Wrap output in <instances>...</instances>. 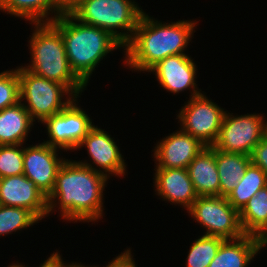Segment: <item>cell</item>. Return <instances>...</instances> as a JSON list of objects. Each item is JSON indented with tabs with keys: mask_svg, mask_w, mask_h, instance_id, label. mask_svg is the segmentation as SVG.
Here are the masks:
<instances>
[{
	"mask_svg": "<svg viewBox=\"0 0 267 267\" xmlns=\"http://www.w3.org/2000/svg\"><path fill=\"white\" fill-rule=\"evenodd\" d=\"M96 168L86 161L66 159L58 171L53 191L47 197L48 215L58 204L61 217L70 222L89 223L101 218L108 177L95 171Z\"/></svg>",
	"mask_w": 267,
	"mask_h": 267,
	"instance_id": "cell-1",
	"label": "cell"
},
{
	"mask_svg": "<svg viewBox=\"0 0 267 267\" xmlns=\"http://www.w3.org/2000/svg\"><path fill=\"white\" fill-rule=\"evenodd\" d=\"M196 24L190 20L162 24L143 13L132 39L124 46L125 65L148 72L168 56L185 54Z\"/></svg>",
	"mask_w": 267,
	"mask_h": 267,
	"instance_id": "cell-2",
	"label": "cell"
},
{
	"mask_svg": "<svg viewBox=\"0 0 267 267\" xmlns=\"http://www.w3.org/2000/svg\"><path fill=\"white\" fill-rule=\"evenodd\" d=\"M51 24L61 33L71 69L86 86L103 57L124 48L108 31L84 24L72 14L60 15Z\"/></svg>",
	"mask_w": 267,
	"mask_h": 267,
	"instance_id": "cell-3",
	"label": "cell"
},
{
	"mask_svg": "<svg viewBox=\"0 0 267 267\" xmlns=\"http://www.w3.org/2000/svg\"><path fill=\"white\" fill-rule=\"evenodd\" d=\"M29 40L31 64L24 66L35 75L65 85L76 97L86 85L75 75L66 55L61 33L51 23H34Z\"/></svg>",
	"mask_w": 267,
	"mask_h": 267,
	"instance_id": "cell-4",
	"label": "cell"
},
{
	"mask_svg": "<svg viewBox=\"0 0 267 267\" xmlns=\"http://www.w3.org/2000/svg\"><path fill=\"white\" fill-rule=\"evenodd\" d=\"M135 3L131 0H88L72 15L84 24L108 31L125 46L132 39L144 13ZM118 29H121V32L117 31Z\"/></svg>",
	"mask_w": 267,
	"mask_h": 267,
	"instance_id": "cell-5",
	"label": "cell"
},
{
	"mask_svg": "<svg viewBox=\"0 0 267 267\" xmlns=\"http://www.w3.org/2000/svg\"><path fill=\"white\" fill-rule=\"evenodd\" d=\"M17 71L20 81V101L26 100L28 104H22L34 121L42 122L58 114L76 97L65 85L35 75L23 66L17 67ZM66 94V100H63Z\"/></svg>",
	"mask_w": 267,
	"mask_h": 267,
	"instance_id": "cell-6",
	"label": "cell"
},
{
	"mask_svg": "<svg viewBox=\"0 0 267 267\" xmlns=\"http://www.w3.org/2000/svg\"><path fill=\"white\" fill-rule=\"evenodd\" d=\"M210 235L224 240L238 239L245 235L240 223V213L226 197L198 196L187 211Z\"/></svg>",
	"mask_w": 267,
	"mask_h": 267,
	"instance_id": "cell-7",
	"label": "cell"
},
{
	"mask_svg": "<svg viewBox=\"0 0 267 267\" xmlns=\"http://www.w3.org/2000/svg\"><path fill=\"white\" fill-rule=\"evenodd\" d=\"M267 134V121L260 114L241 116L225 112L219 136L213 147L230 153L250 156L254 147Z\"/></svg>",
	"mask_w": 267,
	"mask_h": 267,
	"instance_id": "cell-8",
	"label": "cell"
},
{
	"mask_svg": "<svg viewBox=\"0 0 267 267\" xmlns=\"http://www.w3.org/2000/svg\"><path fill=\"white\" fill-rule=\"evenodd\" d=\"M226 111L209 100L204 93L194 96L179 111L182 131L199 139L205 146H213Z\"/></svg>",
	"mask_w": 267,
	"mask_h": 267,
	"instance_id": "cell-9",
	"label": "cell"
},
{
	"mask_svg": "<svg viewBox=\"0 0 267 267\" xmlns=\"http://www.w3.org/2000/svg\"><path fill=\"white\" fill-rule=\"evenodd\" d=\"M77 98L75 97L58 114L41 122L47 128L50 139L44 142L48 145L66 151L76 150L79 143L94 126L88 114L85 113L86 111L77 106Z\"/></svg>",
	"mask_w": 267,
	"mask_h": 267,
	"instance_id": "cell-10",
	"label": "cell"
},
{
	"mask_svg": "<svg viewBox=\"0 0 267 267\" xmlns=\"http://www.w3.org/2000/svg\"><path fill=\"white\" fill-rule=\"evenodd\" d=\"M58 149L45 142L23 147V174L47 197L53 191L58 171L66 160L58 157Z\"/></svg>",
	"mask_w": 267,
	"mask_h": 267,
	"instance_id": "cell-11",
	"label": "cell"
},
{
	"mask_svg": "<svg viewBox=\"0 0 267 267\" xmlns=\"http://www.w3.org/2000/svg\"><path fill=\"white\" fill-rule=\"evenodd\" d=\"M105 132L94 125L79 143L76 150L85 145L91 158L90 160L93 162L92 164L99 167L95 171L102 173L106 177L109 178L112 174L119 177L124 176L126 164L122 158L123 155L111 135Z\"/></svg>",
	"mask_w": 267,
	"mask_h": 267,
	"instance_id": "cell-12",
	"label": "cell"
},
{
	"mask_svg": "<svg viewBox=\"0 0 267 267\" xmlns=\"http://www.w3.org/2000/svg\"><path fill=\"white\" fill-rule=\"evenodd\" d=\"M0 205L26 208L39 220L48 215L47 196L24 174L0 178Z\"/></svg>",
	"mask_w": 267,
	"mask_h": 267,
	"instance_id": "cell-13",
	"label": "cell"
},
{
	"mask_svg": "<svg viewBox=\"0 0 267 267\" xmlns=\"http://www.w3.org/2000/svg\"><path fill=\"white\" fill-rule=\"evenodd\" d=\"M197 66L186 54L168 56L154 65L148 72L155 76L163 89L171 93H180L192 89L190 98L202 94L196 86Z\"/></svg>",
	"mask_w": 267,
	"mask_h": 267,
	"instance_id": "cell-14",
	"label": "cell"
},
{
	"mask_svg": "<svg viewBox=\"0 0 267 267\" xmlns=\"http://www.w3.org/2000/svg\"><path fill=\"white\" fill-rule=\"evenodd\" d=\"M206 147L199 139L182 131L164 137L154 149L155 169L188 168L191 161Z\"/></svg>",
	"mask_w": 267,
	"mask_h": 267,
	"instance_id": "cell-15",
	"label": "cell"
},
{
	"mask_svg": "<svg viewBox=\"0 0 267 267\" xmlns=\"http://www.w3.org/2000/svg\"><path fill=\"white\" fill-rule=\"evenodd\" d=\"M155 192L173 204L182 205L188 210L198 195L186 168L154 169Z\"/></svg>",
	"mask_w": 267,
	"mask_h": 267,
	"instance_id": "cell-16",
	"label": "cell"
},
{
	"mask_svg": "<svg viewBox=\"0 0 267 267\" xmlns=\"http://www.w3.org/2000/svg\"><path fill=\"white\" fill-rule=\"evenodd\" d=\"M187 170L198 196H220V179L213 146L204 147Z\"/></svg>",
	"mask_w": 267,
	"mask_h": 267,
	"instance_id": "cell-17",
	"label": "cell"
},
{
	"mask_svg": "<svg viewBox=\"0 0 267 267\" xmlns=\"http://www.w3.org/2000/svg\"><path fill=\"white\" fill-rule=\"evenodd\" d=\"M33 122L22 101L1 110L0 145L24 144Z\"/></svg>",
	"mask_w": 267,
	"mask_h": 267,
	"instance_id": "cell-18",
	"label": "cell"
},
{
	"mask_svg": "<svg viewBox=\"0 0 267 267\" xmlns=\"http://www.w3.org/2000/svg\"><path fill=\"white\" fill-rule=\"evenodd\" d=\"M258 254L251 235L225 240L208 267H247Z\"/></svg>",
	"mask_w": 267,
	"mask_h": 267,
	"instance_id": "cell-19",
	"label": "cell"
},
{
	"mask_svg": "<svg viewBox=\"0 0 267 267\" xmlns=\"http://www.w3.org/2000/svg\"><path fill=\"white\" fill-rule=\"evenodd\" d=\"M0 10L33 24L51 23L59 16L57 0H0ZM50 12L55 15L50 17Z\"/></svg>",
	"mask_w": 267,
	"mask_h": 267,
	"instance_id": "cell-20",
	"label": "cell"
},
{
	"mask_svg": "<svg viewBox=\"0 0 267 267\" xmlns=\"http://www.w3.org/2000/svg\"><path fill=\"white\" fill-rule=\"evenodd\" d=\"M215 161L220 179V196L227 197L244 176L251 156L215 148Z\"/></svg>",
	"mask_w": 267,
	"mask_h": 267,
	"instance_id": "cell-21",
	"label": "cell"
},
{
	"mask_svg": "<svg viewBox=\"0 0 267 267\" xmlns=\"http://www.w3.org/2000/svg\"><path fill=\"white\" fill-rule=\"evenodd\" d=\"M265 186H267L266 173L251 162L244 176L226 198L233 208L240 212L249 199Z\"/></svg>",
	"mask_w": 267,
	"mask_h": 267,
	"instance_id": "cell-22",
	"label": "cell"
},
{
	"mask_svg": "<svg viewBox=\"0 0 267 267\" xmlns=\"http://www.w3.org/2000/svg\"><path fill=\"white\" fill-rule=\"evenodd\" d=\"M239 213L243 232L251 235L267 220V186L249 199Z\"/></svg>",
	"mask_w": 267,
	"mask_h": 267,
	"instance_id": "cell-23",
	"label": "cell"
},
{
	"mask_svg": "<svg viewBox=\"0 0 267 267\" xmlns=\"http://www.w3.org/2000/svg\"><path fill=\"white\" fill-rule=\"evenodd\" d=\"M224 241L223 238L210 235L196 239L186 258V267H208Z\"/></svg>",
	"mask_w": 267,
	"mask_h": 267,
	"instance_id": "cell-24",
	"label": "cell"
},
{
	"mask_svg": "<svg viewBox=\"0 0 267 267\" xmlns=\"http://www.w3.org/2000/svg\"><path fill=\"white\" fill-rule=\"evenodd\" d=\"M40 221L31 211L22 207L0 205V235L24 230Z\"/></svg>",
	"mask_w": 267,
	"mask_h": 267,
	"instance_id": "cell-25",
	"label": "cell"
},
{
	"mask_svg": "<svg viewBox=\"0 0 267 267\" xmlns=\"http://www.w3.org/2000/svg\"><path fill=\"white\" fill-rule=\"evenodd\" d=\"M21 146V148H19ZM23 146L0 145V178L23 174Z\"/></svg>",
	"mask_w": 267,
	"mask_h": 267,
	"instance_id": "cell-26",
	"label": "cell"
},
{
	"mask_svg": "<svg viewBox=\"0 0 267 267\" xmlns=\"http://www.w3.org/2000/svg\"><path fill=\"white\" fill-rule=\"evenodd\" d=\"M20 102V81L16 69L0 73V111Z\"/></svg>",
	"mask_w": 267,
	"mask_h": 267,
	"instance_id": "cell-27",
	"label": "cell"
},
{
	"mask_svg": "<svg viewBox=\"0 0 267 267\" xmlns=\"http://www.w3.org/2000/svg\"><path fill=\"white\" fill-rule=\"evenodd\" d=\"M251 156V162L261 168L267 175V134L254 147Z\"/></svg>",
	"mask_w": 267,
	"mask_h": 267,
	"instance_id": "cell-28",
	"label": "cell"
},
{
	"mask_svg": "<svg viewBox=\"0 0 267 267\" xmlns=\"http://www.w3.org/2000/svg\"><path fill=\"white\" fill-rule=\"evenodd\" d=\"M131 255V250L128 248L109 262L106 267H137Z\"/></svg>",
	"mask_w": 267,
	"mask_h": 267,
	"instance_id": "cell-29",
	"label": "cell"
},
{
	"mask_svg": "<svg viewBox=\"0 0 267 267\" xmlns=\"http://www.w3.org/2000/svg\"><path fill=\"white\" fill-rule=\"evenodd\" d=\"M88 0H57L60 15L72 14L78 7Z\"/></svg>",
	"mask_w": 267,
	"mask_h": 267,
	"instance_id": "cell-30",
	"label": "cell"
},
{
	"mask_svg": "<svg viewBox=\"0 0 267 267\" xmlns=\"http://www.w3.org/2000/svg\"><path fill=\"white\" fill-rule=\"evenodd\" d=\"M253 242L257 245L258 252L267 245V220L252 234Z\"/></svg>",
	"mask_w": 267,
	"mask_h": 267,
	"instance_id": "cell-31",
	"label": "cell"
},
{
	"mask_svg": "<svg viewBox=\"0 0 267 267\" xmlns=\"http://www.w3.org/2000/svg\"><path fill=\"white\" fill-rule=\"evenodd\" d=\"M62 260V257L56 250V252L52 253L39 267H62Z\"/></svg>",
	"mask_w": 267,
	"mask_h": 267,
	"instance_id": "cell-32",
	"label": "cell"
},
{
	"mask_svg": "<svg viewBox=\"0 0 267 267\" xmlns=\"http://www.w3.org/2000/svg\"><path fill=\"white\" fill-rule=\"evenodd\" d=\"M62 267H85V265H81L80 263H75V264L71 263L67 265L66 263H64V261H62ZM86 267H89V266H86ZM93 267H96V266H93Z\"/></svg>",
	"mask_w": 267,
	"mask_h": 267,
	"instance_id": "cell-33",
	"label": "cell"
},
{
	"mask_svg": "<svg viewBox=\"0 0 267 267\" xmlns=\"http://www.w3.org/2000/svg\"><path fill=\"white\" fill-rule=\"evenodd\" d=\"M8 267H25V265L23 266V265H21V264H20V265H19V264H14V265L12 264V265H10V266H8Z\"/></svg>",
	"mask_w": 267,
	"mask_h": 267,
	"instance_id": "cell-34",
	"label": "cell"
}]
</instances>
